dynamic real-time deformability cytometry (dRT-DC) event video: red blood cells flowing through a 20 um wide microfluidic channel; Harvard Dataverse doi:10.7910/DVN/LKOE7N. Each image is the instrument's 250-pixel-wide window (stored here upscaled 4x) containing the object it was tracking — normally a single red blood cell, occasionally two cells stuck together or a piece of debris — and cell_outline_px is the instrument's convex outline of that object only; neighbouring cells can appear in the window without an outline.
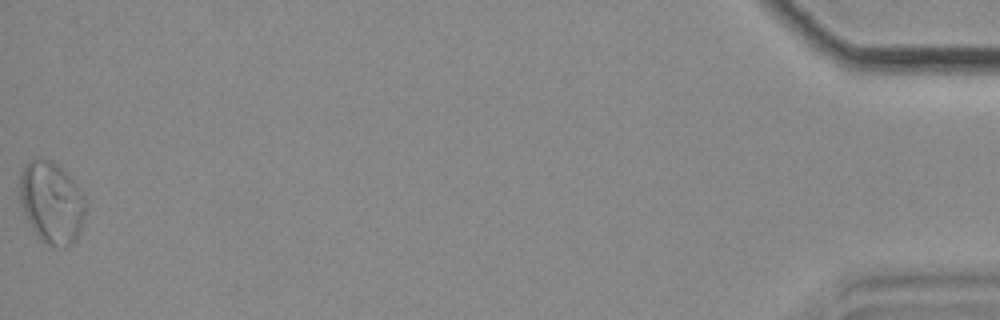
{"species": "common noctule bat (a hibernating species)", "species_latin": "Nyctalus noctula", "temperature_condition": "cold", "stored_images_in_passage": 40, "camera_frame_rate_fps": 3000, "um_per_image_px": 0.085, "animal": {"sex": "female", "body_mass_g": 18.4}, "frame": {"image": 1, "passage_image": 40, "time_ms": 13.0, "image_size_px": [1000, 320], "cell_outline_px": [[84, 216], [80, 232], [76, 240], [68, 248], [56, 248], [40, 240], [32, 228], [20, 204], [20, 172], [32, 160], [52, 160], [72, 180], [84, 196]], "centroid_in_image_um": [4.38, 17.28], "position_along_channel_um": 430.8, "area_um2": 30.98}}